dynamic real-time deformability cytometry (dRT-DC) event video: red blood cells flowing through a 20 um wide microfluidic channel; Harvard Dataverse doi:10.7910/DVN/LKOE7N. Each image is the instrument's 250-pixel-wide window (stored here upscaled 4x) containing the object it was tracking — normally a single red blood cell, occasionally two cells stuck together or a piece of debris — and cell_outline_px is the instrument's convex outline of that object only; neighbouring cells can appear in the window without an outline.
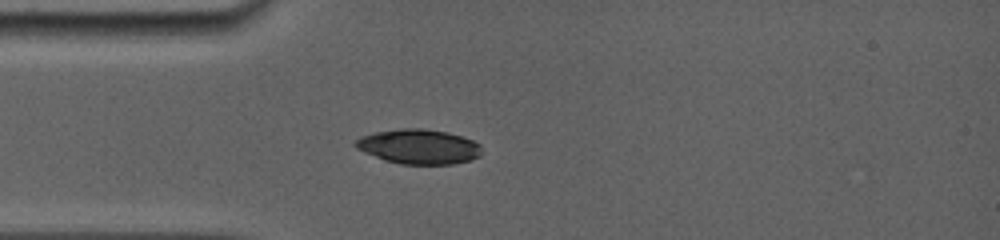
{"species": "common noctule bat (a hibernating species)", "species_latin": "Nyctalus noctula", "temperature_condition": "room temperature", "stored_images_in_passage": 60, "camera_frame_rate_fps": 5000, "um_per_image_px": 0.085, "animal": {"sex": "female", "body_mass_g": 19.0, "forearm_length_mm": 56.7}, "frame": {"image": 1, "passage_image": 1, "time_ms": 0.0, "image_size_px": [1000, 240], "cell_outline_px": [[480, 156], [472, 160], [452, 164], [400, 164], [384, 160], [364, 152], [356, 148], [352, 144], [360, 136], [376, 132], [404, 128], [424, 128], [448, 132], [472, 140], [480, 144]], "centroid_in_image_um": [35.58, 12.46], "position_along_channel_um": 49.4, "area_um2": 25.61}}
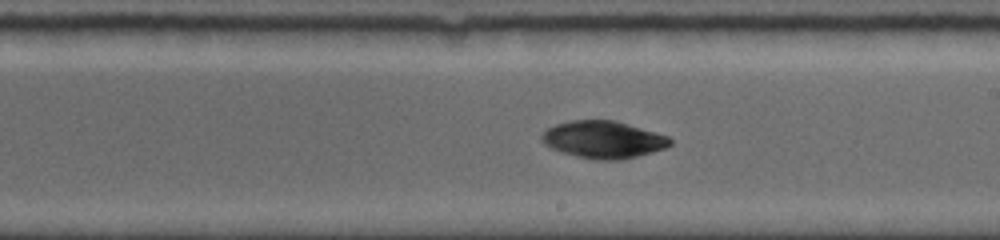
{"frame": {"image": 2, "passage_image": 26, "time_ms": 5.0, "image_size_px": [1000, 240], "cell_outline_px": [[672, 144], [664, 148], [652, 152], [620, 160], [600, 160], [560, 152], [544, 144], [540, 140], [540, 136], [548, 128], [556, 124], [572, 120], [612, 120], [668, 136], [672, 140]], "centroid_in_image_um": [51.26, 11.86], "position_along_channel_um": 237.7, "area_um2": 27.46}}
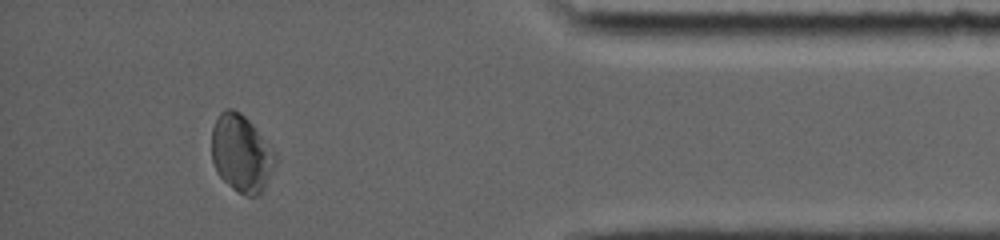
{"frame": {"image": 3, "passage_image": 52, "time_ms": 10.2, "image_size_px": [1000, 240], "cell_outline_px": [[276, 164], [264, 188], [256, 196], [248, 196], [232, 188], [220, 176], [212, 160], [212, 128], [220, 112], [228, 108], [232, 108], [240, 112], [252, 124], [276, 152]], "centroid_in_image_um": [20.52, 13.03], "position_along_channel_um": 414.7, "area_um2": 28.44}, "authors_computed_cell_mechanics": {"area_um2": 28.033, "velocity_mm_per_s": 3.9068, "shape_relaxation_time_tau1_ms": 2.4051, "shape_relaxation_time_tau2_ms": null, "deformation_change_tau1": 0.0887, "deformation_change_tau2": null}}